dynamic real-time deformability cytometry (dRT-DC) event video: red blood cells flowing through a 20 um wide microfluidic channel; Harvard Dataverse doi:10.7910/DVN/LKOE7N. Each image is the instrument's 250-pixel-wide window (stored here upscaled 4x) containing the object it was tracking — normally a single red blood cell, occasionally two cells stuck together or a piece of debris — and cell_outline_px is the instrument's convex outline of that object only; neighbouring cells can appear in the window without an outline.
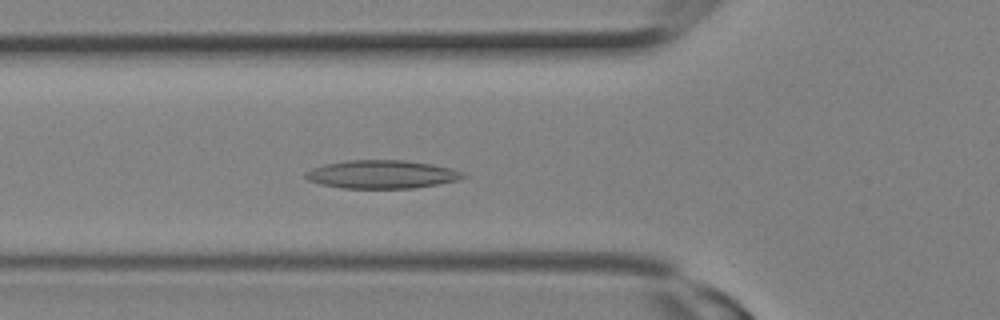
{"species": "Egyptian fruit bat (a non-hibernating species)", "species_latin": "Rousettus aegyptiacus", "temperature_condition": "room temperature", "stored_images_in_passage": 8, "camera_frame_rate_fps": 3000, "um_per_image_px": 0.085, "animal": {"sex": "female"}, "frame": {"image": 1, "passage_image": 8, "time_ms": 2.333, "image_size_px": [1000, 320], "cell_outline_px": [[468, 176], [460, 180], [412, 188], [340, 188], [320, 184], [308, 180], [304, 176], [304, 172], [312, 168], [324, 164], [348, 160], [404, 160], [432, 164], [452, 168], [464, 172]], "centroid_in_image_um": [32.46, 14.81], "position_along_channel_um": 93.3, "area_um2": 26.13}}